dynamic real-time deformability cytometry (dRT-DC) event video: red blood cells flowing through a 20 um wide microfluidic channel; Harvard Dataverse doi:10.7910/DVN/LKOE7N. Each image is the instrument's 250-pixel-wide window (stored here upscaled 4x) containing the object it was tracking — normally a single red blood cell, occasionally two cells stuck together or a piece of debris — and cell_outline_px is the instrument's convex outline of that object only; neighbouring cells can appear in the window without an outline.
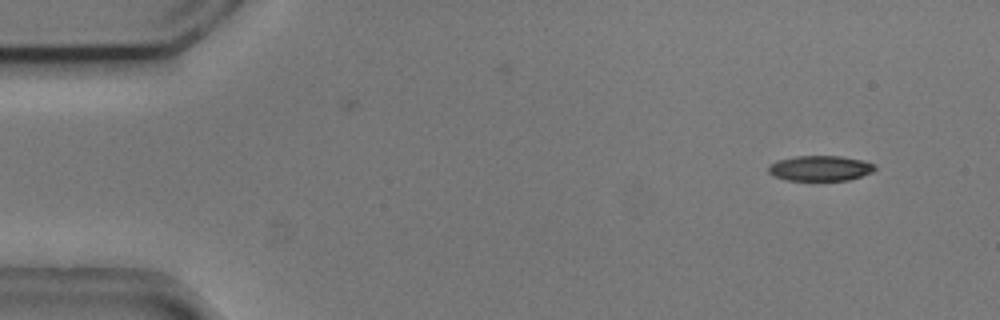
{"species": "common noctule bat (a hibernating species)", "species_latin": "Nyctalus noctula", "temperature_condition": "cold", "stored_images_in_passage": 2, "camera_frame_rate_fps": 3000, "um_per_image_px": 0.085, "animal": {"sex": "male", "body_mass_g": 20.5, "forearm_length_mm": 52.5}, "frame": {"image": 1, "passage_image": 2, "time_ms": 0.333, "image_size_px": [1000, 320], "cell_outline_px": [[876, 168], [872, 172], [848, 180], [788, 180], [776, 176], [768, 172], [768, 164], [776, 160], [796, 156], [840, 156], [864, 160], [876, 164]], "centroid_in_image_um": [69.72, 14.29], "position_along_channel_um": 15.3, "area_um2": 15.72}}